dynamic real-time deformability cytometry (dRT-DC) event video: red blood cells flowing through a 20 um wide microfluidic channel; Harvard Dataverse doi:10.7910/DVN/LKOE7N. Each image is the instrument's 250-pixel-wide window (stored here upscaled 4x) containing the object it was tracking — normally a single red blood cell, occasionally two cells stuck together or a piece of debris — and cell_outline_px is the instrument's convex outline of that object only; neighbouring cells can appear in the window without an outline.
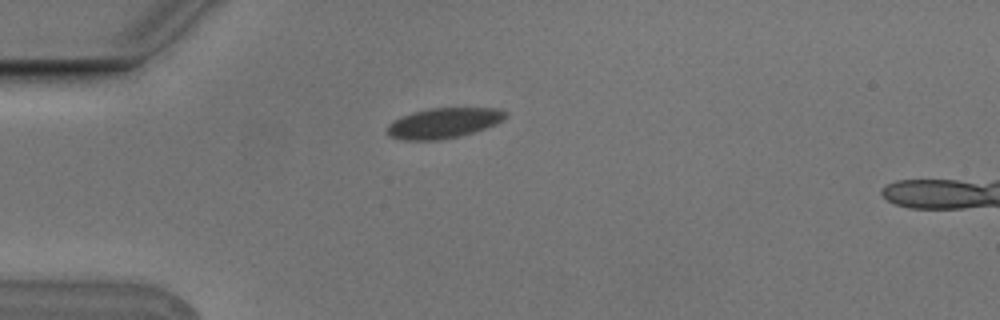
{"species": "Egyptian fruit bat (a non-hibernating species)", "species_latin": "Rousettus aegyptiacus", "temperature_condition": "cold", "stored_images_in_passage": 6, "camera_frame_rate_fps": 3000, "um_per_image_px": 0.085, "animal": {"sex": "male"}, "frame": {"image": 1, "passage_image": 1, "time_ms": 0.0, "image_size_px": [1000, 320], "cell_outline_px": [[508, 116], [504, 120], [496, 124], [460, 136], [440, 140], [404, 140], [388, 136], [388, 124], [392, 120], [412, 112], [428, 108], [496, 108], [508, 112]], "centroid_in_image_um": [37.71, 10.45], "position_along_channel_um": 47.3, "area_um2": 20.98}}
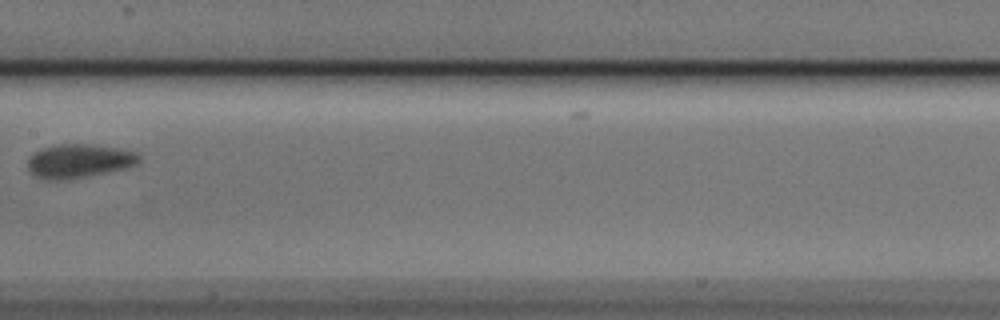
{"frame": {"image": 2, "passage_image": 5, "time_ms": 1.333, "image_size_px": [1000, 320], "cell_outline_px": [[140, 160], [136, 164], [128, 168], [68, 180], [48, 180], [36, 176], [28, 168], [28, 160], [36, 152], [44, 148], [56, 144], [88, 144], [116, 148], [136, 152], [140, 156]], "centroid_in_image_um": [6.74, 13.69], "position_along_channel_um": 200.7, "area_um2": 21.79}}
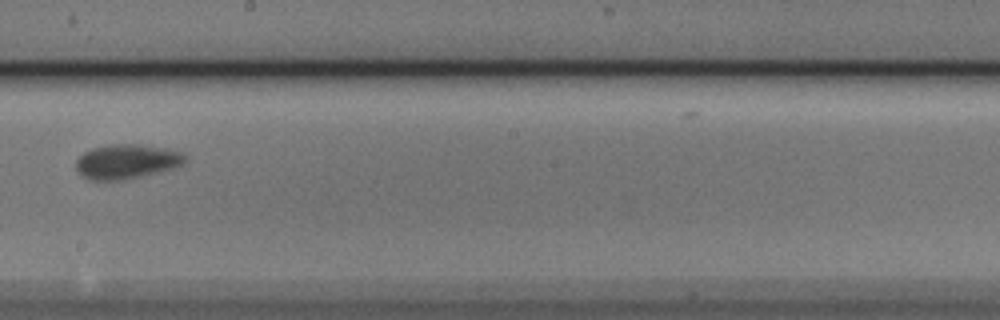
{"frame": {"image": 3, "passage_image": 6, "time_ms": 1.667, "image_size_px": [1000, 320], "cell_outline_px": [[188, 160], [184, 164], [172, 168], [140, 176], [120, 180], [92, 180], [84, 176], [76, 168], [76, 160], [84, 152], [92, 148], [108, 144], [136, 144], [164, 148], [184, 152], [188, 156]], "centroid_in_image_um": [10.8, 13.71], "position_along_channel_um": 237.4, "area_um2": 21.85}}